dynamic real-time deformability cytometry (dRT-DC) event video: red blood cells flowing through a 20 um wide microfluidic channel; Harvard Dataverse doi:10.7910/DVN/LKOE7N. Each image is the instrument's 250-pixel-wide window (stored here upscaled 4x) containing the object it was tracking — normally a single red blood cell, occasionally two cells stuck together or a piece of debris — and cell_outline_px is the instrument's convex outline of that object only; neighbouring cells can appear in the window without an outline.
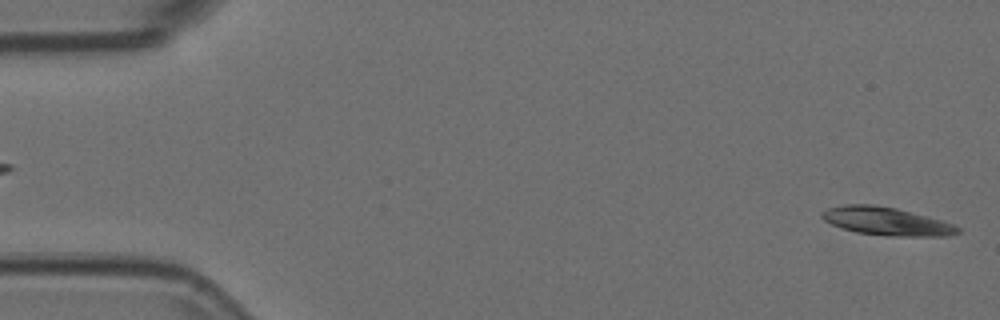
{"species": "Egyptian fruit bat (a non-hibernating species)", "species_latin": "Rousettus aegyptiacus", "temperature_condition": "room temperature", "stored_images_in_passage": 5, "segment_of_instrument_passage": [2, 2], "camera_frame_rate_fps": 3000, "um_per_image_px": 0.085, "animal": {"sex": "female"}, "frame": {"image": 1, "passage_image": 5, "time_ms": 1.333, "image_size_px": [1000, 320], "cell_outline_px": [[960, 232], [948, 236], [892, 236], [856, 232], [832, 224], [824, 220], [820, 216], [820, 212], [828, 208], [844, 204], [876, 204], [896, 208], [940, 220], [952, 224], [960, 228]], "centroid_in_image_um": [75.32, 18.8], "position_along_channel_um": 9.7, "area_um2": 22.08}}